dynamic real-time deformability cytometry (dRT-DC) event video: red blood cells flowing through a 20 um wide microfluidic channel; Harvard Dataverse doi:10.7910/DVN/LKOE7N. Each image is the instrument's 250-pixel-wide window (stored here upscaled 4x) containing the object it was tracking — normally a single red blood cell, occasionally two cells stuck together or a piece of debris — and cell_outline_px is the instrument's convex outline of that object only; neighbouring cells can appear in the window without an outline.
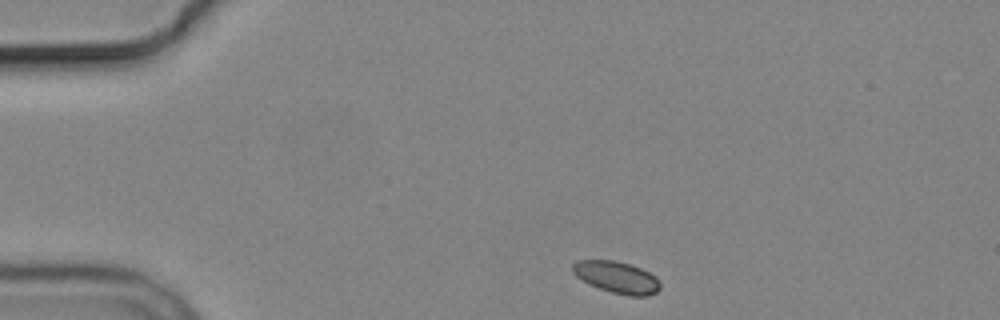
{"species": "common noctule bat (a hibernating species)", "species_latin": "Nyctalus noctula", "temperature_condition": "cold", "stored_images_in_passage": 4, "camera_frame_rate_fps": 3000, "um_per_image_px": 0.085, "animal": {"sex": "male", "body_mass_g": 19.2, "forearm_length_mm": 51.8}, "frame": {"image": 1, "passage_image": 1, "time_ms": 0.0, "image_size_px": [1000, 320], "cell_outline_px": [[660, 288], [656, 292], [648, 296], [628, 296], [612, 292], [588, 284], [576, 276], [572, 272], [572, 264], [576, 260], [612, 260], [628, 264], [640, 268], [656, 276], [660, 284]], "centroid_in_image_um": [52.41, 23.57], "position_along_channel_um": 32.6, "area_um2": 16.18}}
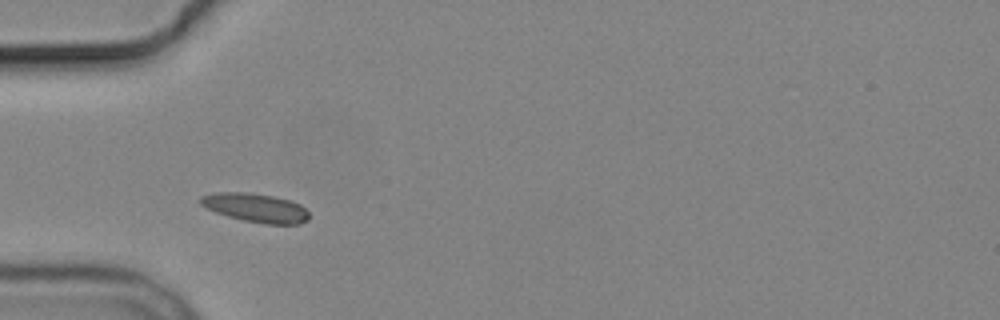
{"frame": {"image": 2, "passage_image": 3, "time_ms": 2.333, "image_size_px": [1000, 320], "cell_outline_px": [[308, 220], [300, 224], [268, 224], [244, 220], [228, 216], [204, 208], [200, 204], [200, 196], [216, 192], [248, 192], [272, 196], [288, 200], [300, 204], [308, 212]], "centroid_in_image_um": [21.7, 17.65], "position_along_channel_um": 63.3, "area_um2": 18.15}}
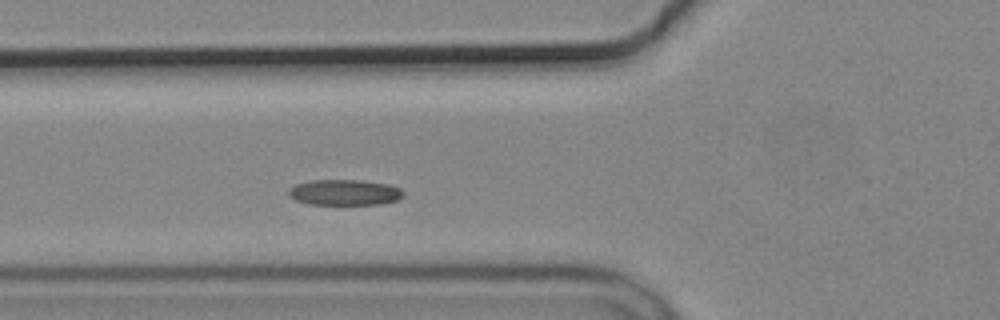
{"frame": {"image": 3, "passage_image": 4, "time_ms": 3.333, "image_size_px": [1000, 320], "cell_outline_px": [[404, 196], [400, 200], [380, 204], [308, 204], [296, 200], [288, 196], [288, 192], [296, 184], [312, 180], [360, 180], [388, 184], [400, 188], [404, 192]], "centroid_in_image_um": [29.33, 16.36], "position_along_channel_um": 96.5, "area_um2": 17.22}}